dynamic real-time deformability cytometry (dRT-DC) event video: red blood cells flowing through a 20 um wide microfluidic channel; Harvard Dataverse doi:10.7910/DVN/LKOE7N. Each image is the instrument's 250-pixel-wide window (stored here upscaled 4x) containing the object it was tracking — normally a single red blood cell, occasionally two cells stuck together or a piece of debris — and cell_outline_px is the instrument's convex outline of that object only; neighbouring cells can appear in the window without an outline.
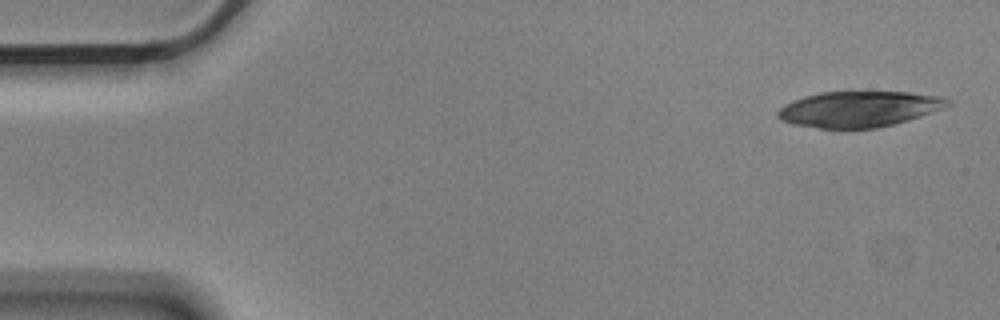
{"species": "Egyptian fruit bat (a non-hibernating species)", "species_latin": "Rousettus aegyptiacus", "temperature_condition": "cold", "stored_images_in_passage": 54, "camera_frame_rate_fps": 3000, "um_per_image_px": 0.085, "animal": {"sex": "male"}, "frame": {"image": 1, "passage_image": 1, "time_ms": 0.0, "image_size_px": [1000, 320], "cell_outline_px": [[952, 104], [944, 108], [908, 120], [876, 128], [816, 128], [792, 124], [780, 120], [776, 116], [776, 112], [784, 104], [792, 100], [804, 96], [820, 92], [908, 92], [940, 96], [952, 100]], "centroid_in_image_um": [72.99, 9.27], "position_along_channel_um": 12.0, "area_um2": 35.55}}
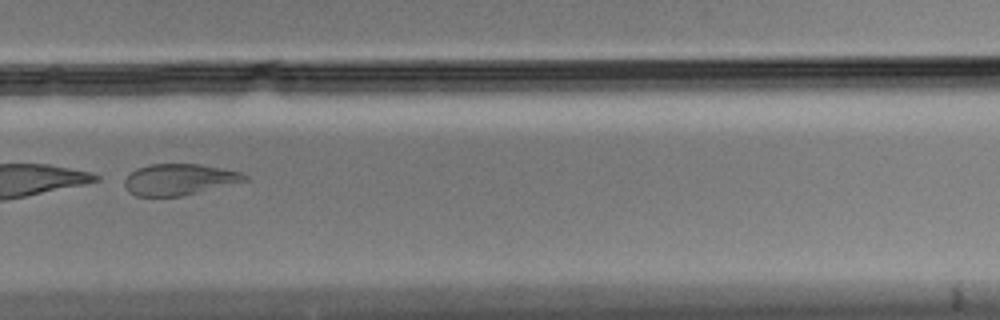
{"frame": {"image": 2, "passage_image": 37, "time_ms": 12.0, "image_size_px": [1000, 320], "cell_outline_px": [[248, 180], [180, 196], [136, 196], [128, 192], [124, 184], [124, 180], [136, 168], [148, 164], [200, 164], [244, 172], [248, 176]], "centroid_in_image_um": [15.23, 15.24], "position_along_channel_um": 314.6, "area_um2": 21.79}}